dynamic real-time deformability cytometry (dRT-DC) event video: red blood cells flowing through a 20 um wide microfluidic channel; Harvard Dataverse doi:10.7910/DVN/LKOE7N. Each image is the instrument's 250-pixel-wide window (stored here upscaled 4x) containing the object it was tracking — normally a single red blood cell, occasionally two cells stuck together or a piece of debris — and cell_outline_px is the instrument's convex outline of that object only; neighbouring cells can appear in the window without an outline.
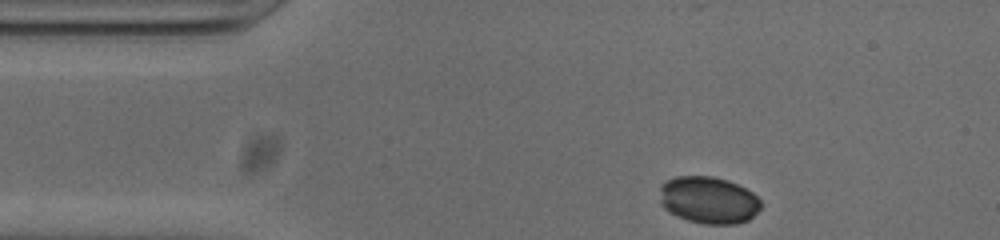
{"species": "common noctule bat (a hibernating species)", "species_latin": "Nyctalus noctula", "temperature_condition": "cold", "stored_images_in_passage": 36, "camera_frame_rate_fps": 3000, "um_per_image_px": 0.085, "animal": {"sex": "male", "body_mass_g": 20.0, "forearm_length_mm": 53.3}, "frame": {"image": 1, "passage_image": 1, "time_ms": 0.0, "image_size_px": [1000, 240], "cell_outline_px": [[760, 208], [748, 220], [736, 224], [704, 224], [688, 220], [676, 216], [668, 212], [660, 204], [660, 184], [664, 180], [676, 176], [712, 176], [728, 180], [752, 192], [760, 200]], "centroid_in_image_um": [60.17, 17.0], "position_along_channel_um": 24.8, "area_um2": 27.92}}
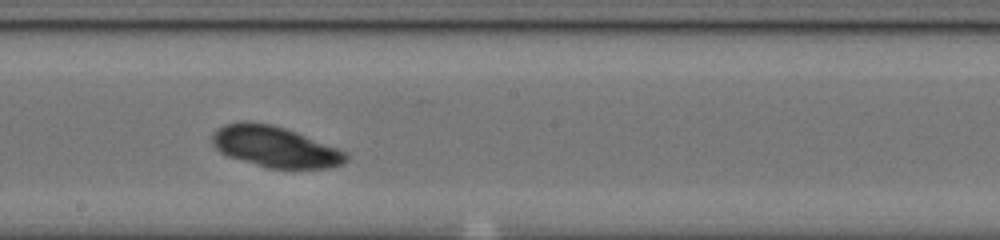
{"frame": {"image": 2, "passage_image": 21, "time_ms": 6.667, "image_size_px": [1000, 240], "cell_outline_px": [[348, 160], [344, 164], [328, 168], [268, 168], [228, 156], [220, 152], [212, 144], [212, 132], [224, 124], [272, 124], [296, 132], [348, 152]], "centroid_in_image_um": [23.43, 12.51], "position_along_channel_um": 224.8, "area_um2": 31.33}}
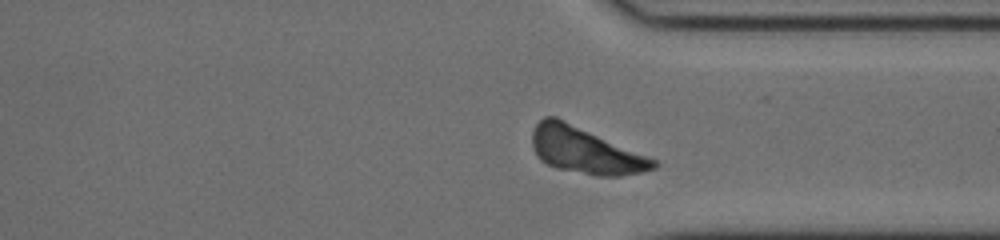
{"frame": {"image": 3, "passage_image": 32, "time_ms": 10.333, "image_size_px": [1000, 240], "cell_outline_px": [[660, 164], [656, 168], [640, 172], [620, 176], [596, 176], [556, 168], [540, 160], [536, 156], [532, 148], [532, 132], [536, 124], [544, 116], [556, 116], [656, 160]], "centroid_in_image_um": [49.71, 12.79], "position_along_channel_um": 361.7, "area_um2": 32.66}}